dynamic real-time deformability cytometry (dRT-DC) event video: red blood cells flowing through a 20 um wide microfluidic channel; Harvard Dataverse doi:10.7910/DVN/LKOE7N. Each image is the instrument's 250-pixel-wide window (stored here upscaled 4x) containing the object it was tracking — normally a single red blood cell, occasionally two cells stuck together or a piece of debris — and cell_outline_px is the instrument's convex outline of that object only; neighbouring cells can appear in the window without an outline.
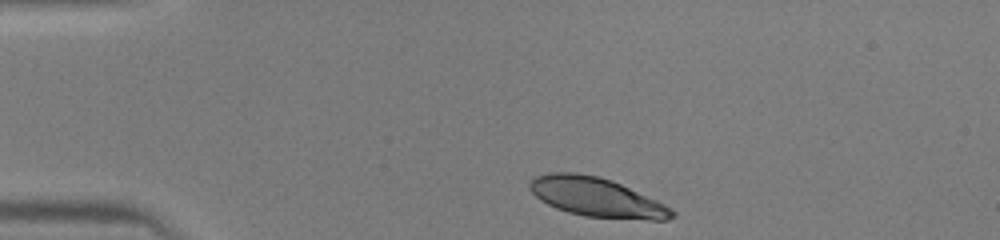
{"species": "human", "species_latin": "Homo sapiens", "temperature_condition": "warm", "stored_images_in_passage": 37, "camera_frame_rate_fps": 3000, "um_per_image_px": 0.085, "donor": {"sex": "male"}, "frame": {"image": 1, "passage_image": 1, "time_ms": 0.0, "image_size_px": [1000, 240], "cell_outline_px": [[676, 216], [668, 220], [648, 220], [584, 216], [568, 212], [556, 208], [540, 200], [528, 188], [528, 184], [536, 176], [552, 172], [576, 172], [596, 176], [612, 180], [656, 200], [672, 208], [676, 212]], "centroid_in_image_um": [50.72, 16.77], "position_along_channel_um": 34.3, "area_um2": 32.43}}
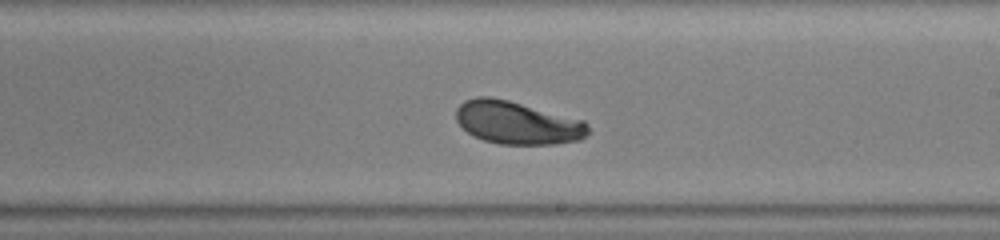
{"frame": {"image": 2, "passage_image": 19, "time_ms": 6.0, "image_size_px": [1000, 240], "cell_outline_px": [[588, 132], [580, 140], [556, 144], [500, 144], [484, 140], [472, 136], [456, 120], [456, 108], [464, 100], [476, 96], [488, 96], [508, 100], [584, 120], [588, 124]], "centroid_in_image_um": [43.95, 10.43], "position_along_channel_um": 245.1, "area_um2": 33.0}}
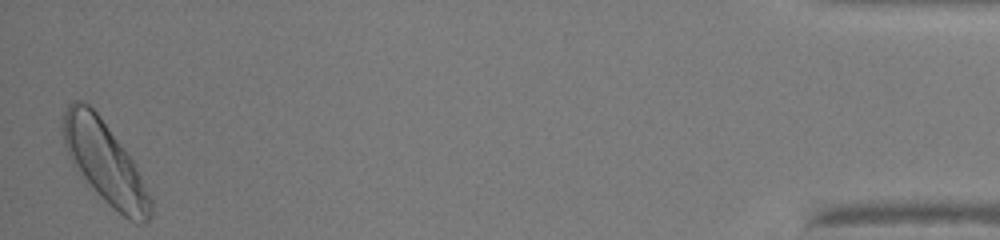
{"frame": {"image": 3, "passage_image": 37, "time_ms": 12.0, "image_size_px": [1000, 240], "cell_outline_px": [[152, 216], [148, 220], [140, 224], [128, 220], [108, 204], [96, 192], [68, 156], [64, 144], [64, 112], [68, 104], [72, 100], [80, 100], [88, 104], [100, 116], [136, 164], [152, 200]], "centroid_in_image_um": [8.96, 13.83], "position_along_channel_um": 426.2, "area_um2": 40.98}}